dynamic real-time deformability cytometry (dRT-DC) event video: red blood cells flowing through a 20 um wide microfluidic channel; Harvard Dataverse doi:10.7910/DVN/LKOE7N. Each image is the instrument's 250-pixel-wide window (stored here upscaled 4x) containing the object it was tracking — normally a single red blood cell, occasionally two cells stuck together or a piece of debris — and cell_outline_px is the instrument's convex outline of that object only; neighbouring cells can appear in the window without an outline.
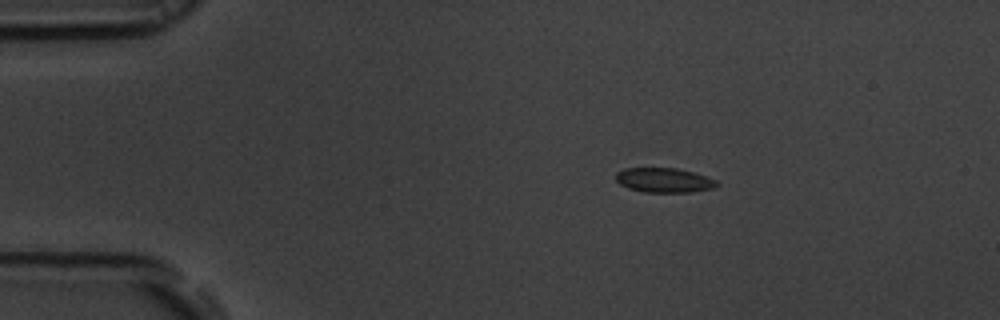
{"species": "common noctule bat (a hibernating species)", "species_latin": "Nyctalus noctula", "temperature_condition": "room temperature", "stored_images_in_passage": 32, "camera_frame_rate_fps": 3000, "um_per_image_px": 0.085, "animal": {"sex": "male", "body_mass_g": 19.5, "forearm_length_mm": 54.6}, "frame": {"image": 1, "passage_image": 1, "time_ms": 0.0, "image_size_px": [1000, 320], "cell_outline_px": [[720, 184], [716, 188], [688, 192], [644, 192], [628, 188], [620, 184], [616, 180], [616, 172], [624, 168], [676, 168], [692, 172], [716, 180]], "centroid_in_image_um": [56.44, 15.32], "position_along_channel_um": 28.6, "area_um2": 14.45}}
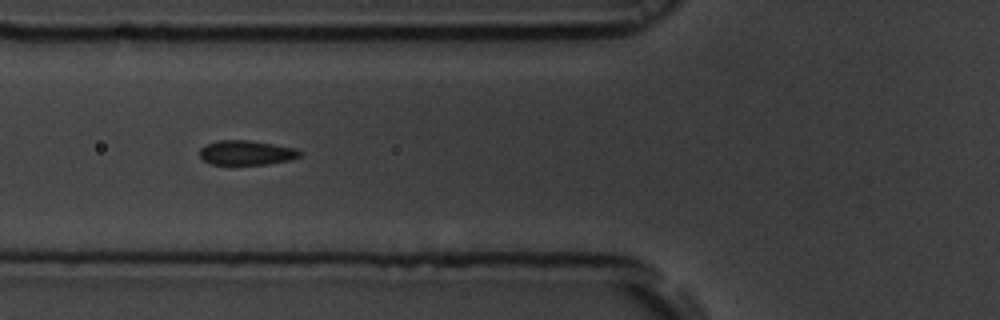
{"frame": {"image": 2, "passage_image": 12, "time_ms": 3.667, "image_size_px": [1000, 320], "cell_outline_px": [[300, 156], [288, 160], [268, 164], [208, 164], [200, 156], [200, 148], [204, 144], [220, 140], [248, 140], [296, 148], [300, 152]], "centroid_in_image_um": [20.9, 12.97], "position_along_channel_um": 104.9, "area_um2": 14.22}}
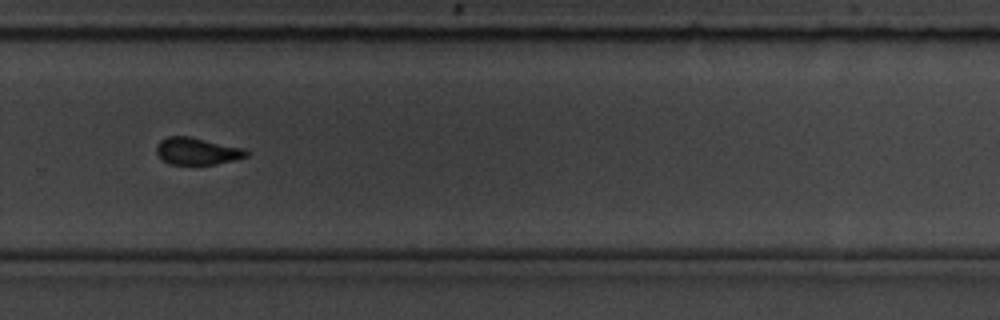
{"frame": {"image": 3, "passage_image": 29, "time_ms": 9.333, "image_size_px": [1000, 320], "cell_outline_px": [[248, 156], [216, 164], [172, 164], [164, 160], [156, 152], [156, 144], [160, 140], [168, 136], [192, 136], [244, 148], [248, 152]], "centroid_in_image_um": [16.75, 12.82], "position_along_channel_um": 313.1, "area_um2": 14.16}}